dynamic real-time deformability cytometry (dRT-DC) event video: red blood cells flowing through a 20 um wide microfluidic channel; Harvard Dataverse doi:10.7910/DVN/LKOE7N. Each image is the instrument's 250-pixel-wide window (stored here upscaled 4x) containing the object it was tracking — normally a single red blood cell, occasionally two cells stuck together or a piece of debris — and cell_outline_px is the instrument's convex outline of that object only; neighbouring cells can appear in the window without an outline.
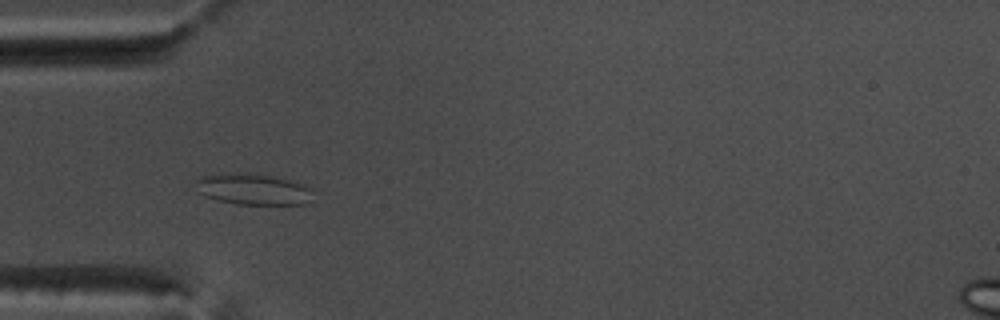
{"species": "common noctule bat (a hibernating species)", "species_latin": "Nyctalus noctula", "temperature_condition": "warm", "stored_images_in_passage": 45, "camera_frame_rate_fps": 3000, "um_per_image_px": 0.085, "animal": {"sex": "male", "body_mass_g": 17.5, "forearm_length_mm": 52.3}, "frame": {"image": 1, "passage_image": 8, "time_ms": 2.333, "image_size_px": [1000, 320], "cell_outline_px": [[312, 188], [304, 204], [236, 204], [216, 200], [204, 196], [196, 192], [196, 180], [204, 176], [236, 172], [248, 172], [288, 180], [304, 184]], "centroid_in_image_um": [21.42, 16.08], "position_along_channel_um": 63.6, "area_um2": 21.04}}
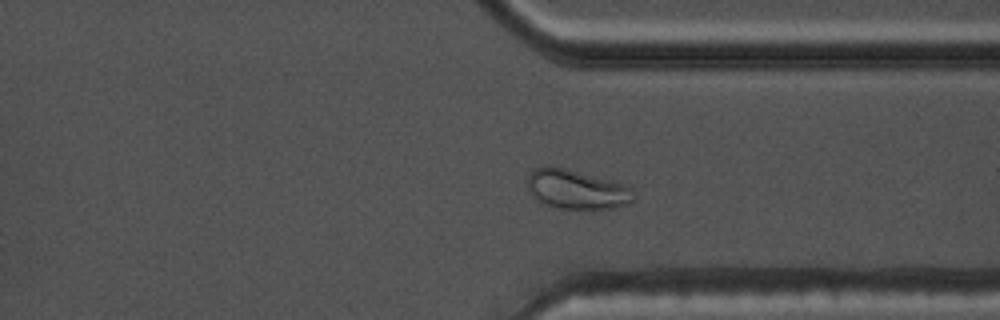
{"frame": {"image": 2, "passage_image": 32, "time_ms": 10.333, "image_size_px": [1000, 320], "cell_outline_px": [[632, 200], [628, 204], [616, 208], [556, 208], [540, 200], [528, 188], [528, 176], [532, 168], [564, 168], [628, 184], [632, 188]], "centroid_in_image_um": [49.08, 16.1], "position_along_channel_um": 362.3, "area_um2": 23.7}}
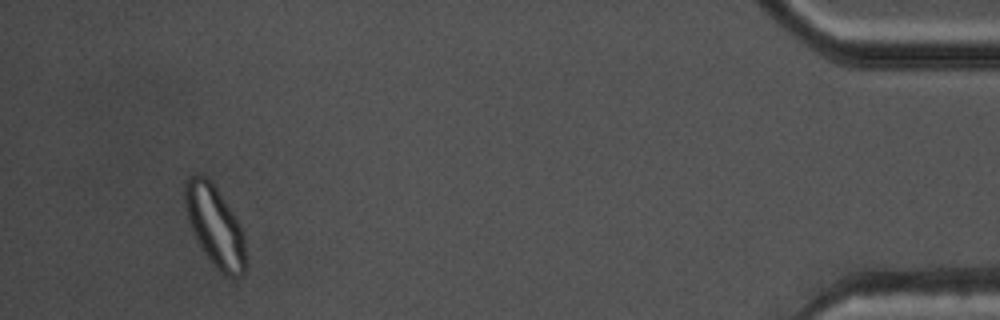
{"frame": {"image": 3, "passage_image": 42, "time_ms": 13.667, "image_size_px": [1000, 320], "cell_outline_px": [[248, 268], [244, 276], [224, 276], [212, 264], [204, 252], [188, 220], [184, 200], [184, 184], [192, 176], [208, 176], [236, 216], [244, 232]], "centroid_in_image_um": [18.34, 19.27], "position_along_channel_um": 416.9, "area_um2": 28.84}, "authors_computed_cell_mechanics": {"area_um2": 21.1548, "velocity_mm_per_s": 3.7559, "shape_relaxation_time_tau1_ms": null, "shape_relaxation_time_tau2_ms": 1.4756, "deformation_change_tau1": null, "deformation_change_tau2": 0.0665}}